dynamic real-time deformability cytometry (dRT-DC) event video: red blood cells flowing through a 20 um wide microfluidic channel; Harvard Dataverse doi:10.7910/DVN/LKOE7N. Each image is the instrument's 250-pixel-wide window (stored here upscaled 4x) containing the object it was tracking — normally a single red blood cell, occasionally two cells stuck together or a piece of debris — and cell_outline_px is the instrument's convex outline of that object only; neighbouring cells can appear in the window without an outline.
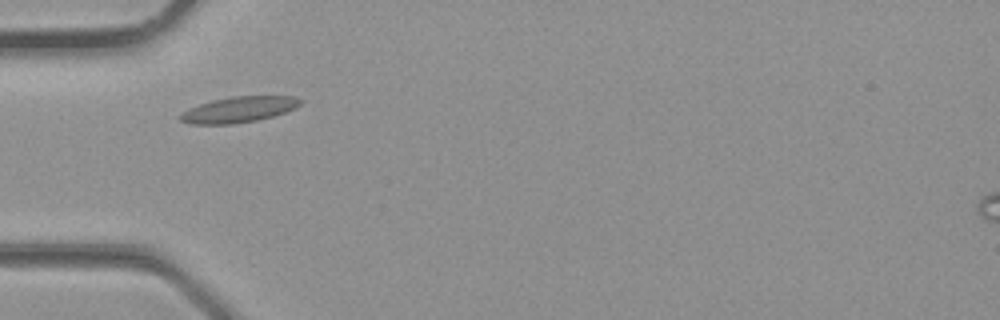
{"species": "common noctule bat (a hibernating species)", "species_latin": "Nyctalus noctula", "temperature_condition": "room temperature", "stored_images_in_passage": 29, "camera_frame_rate_fps": 3000, "um_per_image_px": 0.085, "animal": {"sex": "male", "body_mass_g": 23.1, "forearm_length_mm": 52.7}, "frame": {"image": 1, "passage_image": 5, "time_ms": 1.333, "image_size_px": [1000, 320], "cell_outline_px": [[304, 100], [296, 108], [272, 116], [256, 120], [232, 124], [192, 124], [180, 120], [180, 116], [188, 108], [212, 100], [232, 96], [296, 96]], "centroid_in_image_um": [20.33, 9.3], "position_along_channel_um": 64.7, "area_um2": 17.92}}
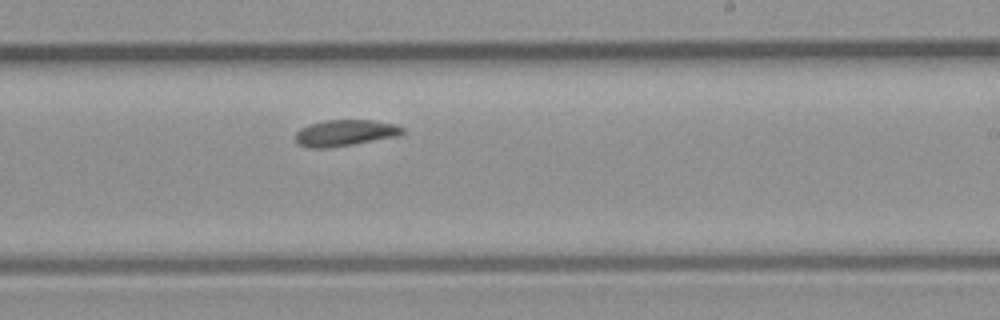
{"frame": {"image": 2, "passage_image": 15, "time_ms": 4.667, "image_size_px": [1000, 320], "cell_outline_px": [[404, 132], [396, 136], [352, 144], [328, 148], [308, 148], [300, 144], [296, 140], [296, 132], [300, 128], [308, 124], [324, 120], [376, 120], [396, 124], [404, 128]], "centroid_in_image_um": [29.32, 11.28], "position_along_channel_um": 259.7, "area_um2": 16.36}}
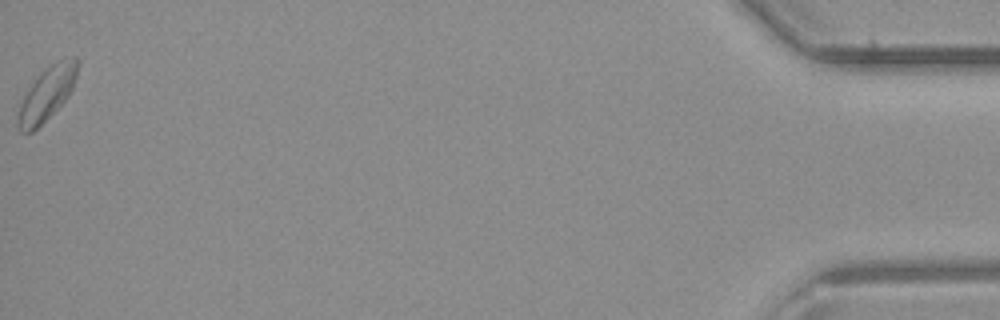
{"frame": {"image": 3, "passage_image": 29, "time_ms": 9.333, "image_size_px": [1000, 320], "cell_outline_px": [[80, 64], [72, 88], [68, 96], [32, 132], [20, 132], [16, 124], [16, 120], [20, 104], [24, 96], [32, 84], [52, 64], [60, 60], [72, 56], [76, 56], [80, 60]], "centroid_in_image_um": [4.0, 7.96], "position_along_channel_um": 431.2, "area_um2": 17.92}}